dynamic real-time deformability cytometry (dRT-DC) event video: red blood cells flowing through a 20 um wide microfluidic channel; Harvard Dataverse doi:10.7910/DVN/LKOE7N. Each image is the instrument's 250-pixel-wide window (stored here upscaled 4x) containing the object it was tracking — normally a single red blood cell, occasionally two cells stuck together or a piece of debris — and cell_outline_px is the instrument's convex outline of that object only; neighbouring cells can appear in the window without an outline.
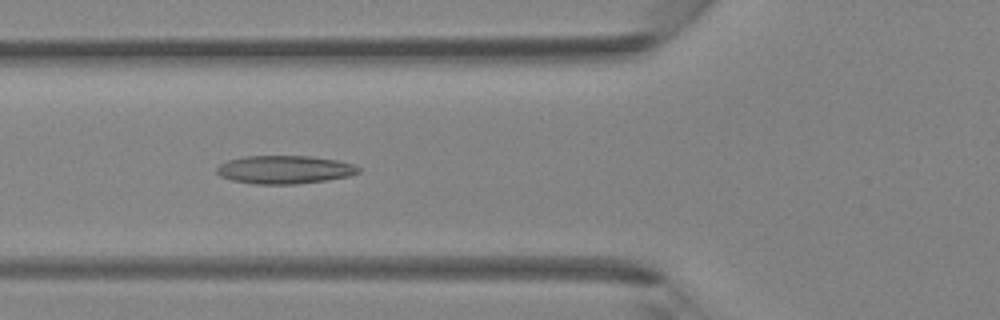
{"species": "Egyptian fruit bat (a non-hibernating species)", "species_latin": "Rousettus aegyptiacus", "temperature_condition": "room temperature", "stored_images_in_passage": 34, "camera_frame_rate_fps": 3000, "um_per_image_px": 0.085, "animal": {"sex": "female"}, "frame": {"image": 1, "passage_image": 8, "time_ms": 2.333, "image_size_px": [1000, 320], "cell_outline_px": [[360, 172], [348, 176], [324, 180], [296, 184], [256, 184], [232, 180], [220, 176], [216, 172], [216, 168], [220, 164], [228, 160], [244, 156], [308, 156], [336, 160], [352, 164], [360, 168]], "centroid_in_image_um": [24.15, 14.41], "position_along_channel_um": 101.6, "area_um2": 23.12}}
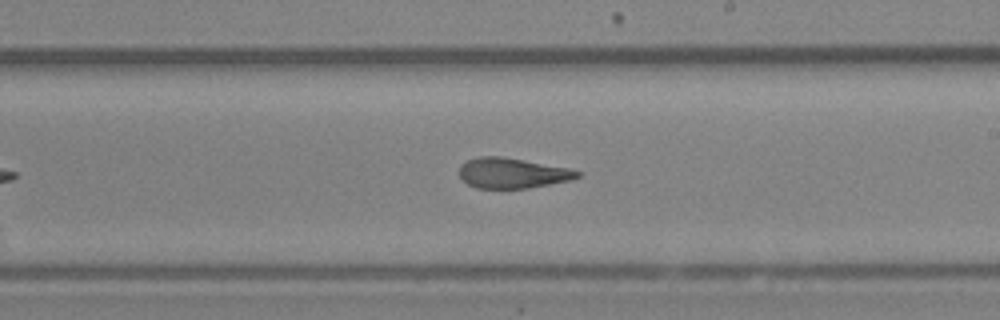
{"frame": {"image": 2, "passage_image": 17, "time_ms": 5.333, "image_size_px": [1000, 320], "cell_outline_px": [[580, 176], [572, 180], [528, 188], [476, 188], [468, 184], [460, 176], [460, 164], [468, 160], [480, 156], [500, 156], [568, 168], [580, 172]], "centroid_in_image_um": [43.54, 14.71], "position_along_channel_um": 245.5, "area_um2": 20.63}}
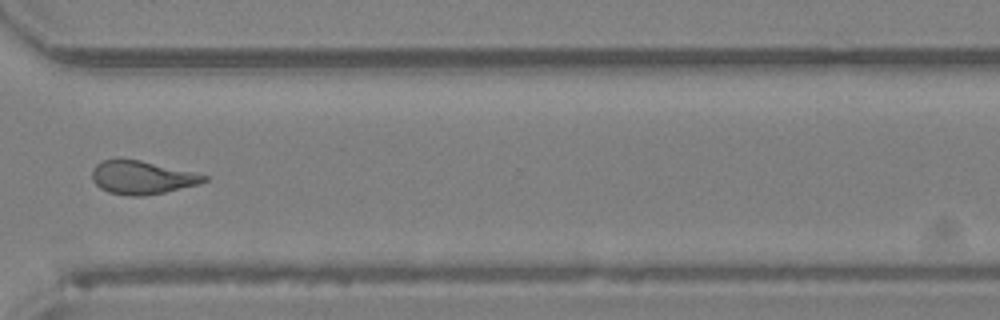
{"frame": {"image": 3, "passage_image": 24, "time_ms": 7.667, "image_size_px": [1000, 320], "cell_outline_px": [[208, 180], [200, 184], [164, 192], [144, 196], [128, 196], [108, 192], [100, 188], [92, 180], [92, 168], [96, 164], [104, 160], [120, 156], [140, 160], [196, 172], [208, 176]], "centroid_in_image_um": [12.05, 15.06], "position_along_channel_um": 358.6, "area_um2": 22.25}}